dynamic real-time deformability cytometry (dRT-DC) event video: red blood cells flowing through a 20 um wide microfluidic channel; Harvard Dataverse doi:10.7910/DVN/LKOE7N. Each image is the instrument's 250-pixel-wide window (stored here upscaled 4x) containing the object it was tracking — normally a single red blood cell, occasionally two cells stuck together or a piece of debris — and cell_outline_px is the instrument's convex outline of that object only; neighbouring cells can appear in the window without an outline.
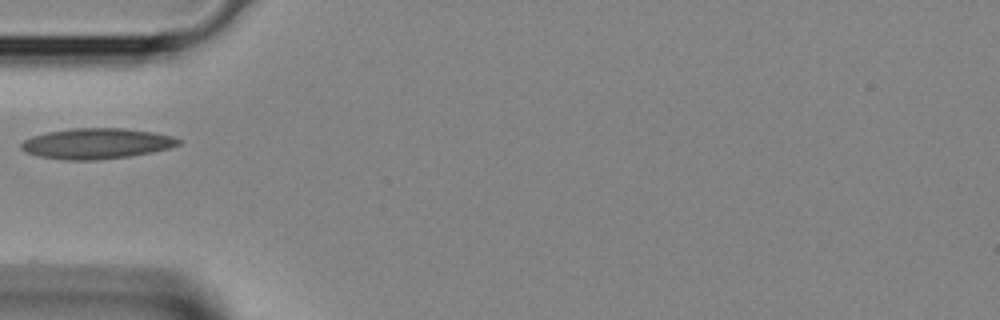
{"species": "Egyptian fruit bat (a non-hibernating species)", "species_latin": "Rousettus aegyptiacus", "temperature_condition": "room temperature", "stored_images_in_passage": 19, "camera_frame_rate_fps": 3000, "um_per_image_px": 0.085, "animal": {"sex": "female"}, "frame": {"image": 1, "passage_image": 1, "time_ms": 0.0, "image_size_px": [1000, 320], "cell_outline_px": [[184, 140], [180, 144], [168, 148], [152, 152], [128, 156], [100, 160], [64, 160], [36, 156], [24, 152], [20, 148], [20, 144], [24, 140], [32, 136], [48, 132], [72, 128], [124, 128], [152, 132], [172, 136]], "centroid_in_image_um": [8.18, 12.2], "position_along_channel_um": 76.8, "area_um2": 28.21}}
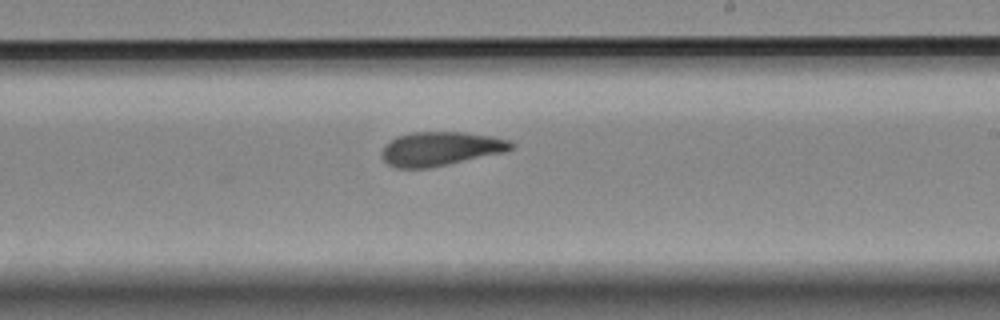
{"frame": {"image": 2, "passage_image": 11, "time_ms": 3.333, "image_size_px": [1000, 320], "cell_outline_px": [[516, 144], [508, 152], [428, 168], [396, 168], [388, 164], [380, 156], [380, 152], [396, 136], [412, 132], [460, 132], [492, 136], [512, 140]], "centroid_in_image_um": [37.49, 12.64], "position_along_channel_um": 251.5, "area_um2": 25.78}}
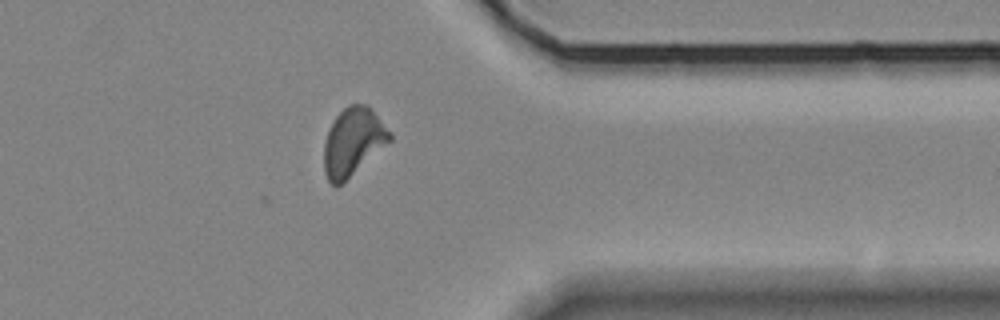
{"frame": {"image": 3, "passage_image": 19, "time_ms": 6.0, "image_size_px": [1000, 320], "cell_outline_px": [[392, 140], [336, 188], [328, 180], [324, 172], [324, 144], [328, 128], [336, 116], [348, 104], [368, 104], [372, 108], [392, 136]], "centroid_in_image_um": [29.99, 12.04], "position_along_channel_um": 381.4, "area_um2": 25.84}}